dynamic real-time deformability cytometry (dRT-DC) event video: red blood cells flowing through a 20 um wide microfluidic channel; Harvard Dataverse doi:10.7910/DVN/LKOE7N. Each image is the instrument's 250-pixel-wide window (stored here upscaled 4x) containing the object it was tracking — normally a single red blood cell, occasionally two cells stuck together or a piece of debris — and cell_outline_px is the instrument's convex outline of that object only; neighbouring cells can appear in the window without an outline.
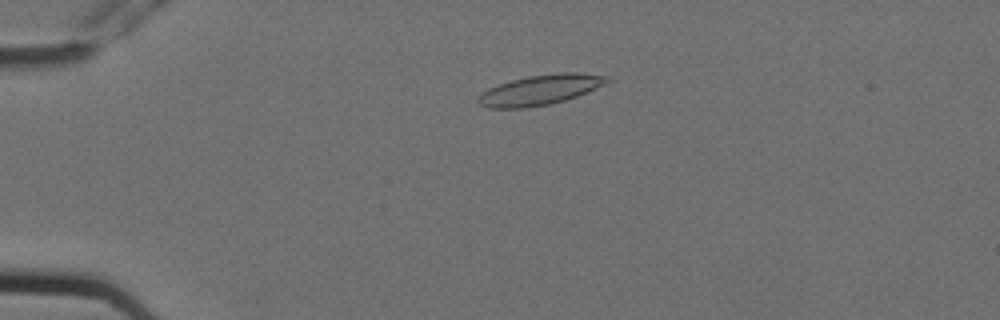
{"species": "Egyptian fruit bat (a non-hibernating species)", "species_latin": "Rousettus aegyptiacus", "temperature_condition": "cold", "stored_images_in_passage": 6, "camera_frame_rate_fps": 3000, "um_per_image_px": 0.085, "animal": {"sex": "female"}, "frame": {"image": 1, "passage_image": 4, "time_ms": 1.0, "image_size_px": [1000, 320], "cell_outline_px": [[612, 80], [588, 92], [552, 104], [524, 108], [488, 108], [480, 104], [476, 100], [480, 92], [488, 88], [512, 80], [528, 76], [560, 72], [576, 72], [608, 76]], "centroid_in_image_um": [45.9, 7.64], "position_along_channel_um": 39.1, "area_um2": 22.66}}
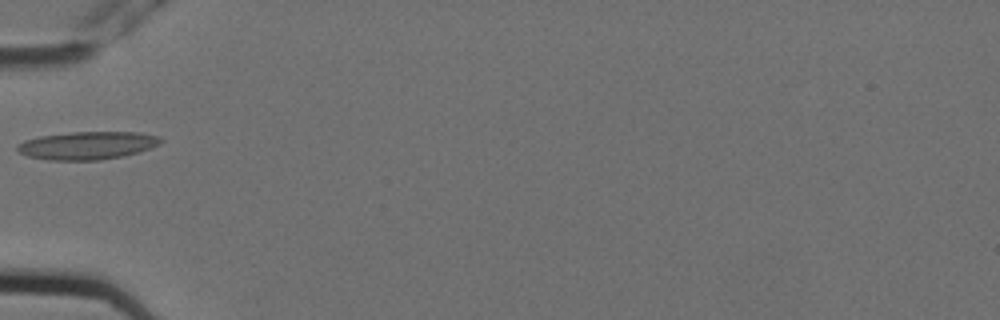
{"frame": {"image": 2, "passage_image": 6, "time_ms": 1.667, "image_size_px": [1000, 320], "cell_outline_px": [[164, 140], [160, 144], [136, 152], [120, 156], [100, 160], [48, 160], [28, 156], [20, 152], [16, 148], [16, 144], [24, 140], [40, 136], [72, 132], [140, 132], [160, 136]], "centroid_in_image_um": [7.41, 12.35], "position_along_channel_um": 77.6, "area_um2": 23.24}}